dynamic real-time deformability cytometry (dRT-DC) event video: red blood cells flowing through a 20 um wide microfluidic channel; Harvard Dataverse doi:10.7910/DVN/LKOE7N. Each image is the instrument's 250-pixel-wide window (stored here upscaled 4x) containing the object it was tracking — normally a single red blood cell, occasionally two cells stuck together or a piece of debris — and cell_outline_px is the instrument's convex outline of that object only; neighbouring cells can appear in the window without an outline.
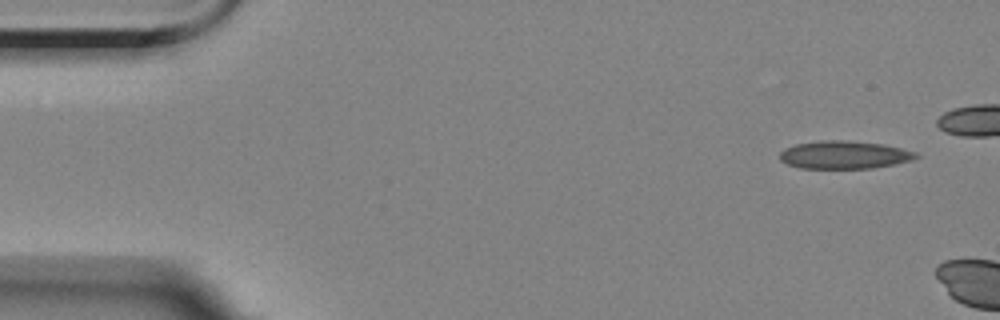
{"species": "Egyptian fruit bat (a non-hibernating species)", "species_latin": "Rousettus aegyptiacus", "temperature_condition": "room temperature", "stored_images_in_passage": 2, "camera_frame_rate_fps": 3000, "um_per_image_px": 0.085, "animal": {"sex": "female"}, "frame": {"image": 1, "passage_image": 1, "time_ms": 0.0, "image_size_px": [1000, 320], "cell_outline_px": [[920, 156], [912, 160], [896, 164], [872, 168], [800, 168], [788, 164], [780, 160], [780, 152], [784, 148], [796, 144], [820, 140], [840, 140], [884, 144], [916, 152]], "centroid_in_image_um": [71.76, 13.16], "position_along_channel_um": 13.2, "area_um2": 22.14}}